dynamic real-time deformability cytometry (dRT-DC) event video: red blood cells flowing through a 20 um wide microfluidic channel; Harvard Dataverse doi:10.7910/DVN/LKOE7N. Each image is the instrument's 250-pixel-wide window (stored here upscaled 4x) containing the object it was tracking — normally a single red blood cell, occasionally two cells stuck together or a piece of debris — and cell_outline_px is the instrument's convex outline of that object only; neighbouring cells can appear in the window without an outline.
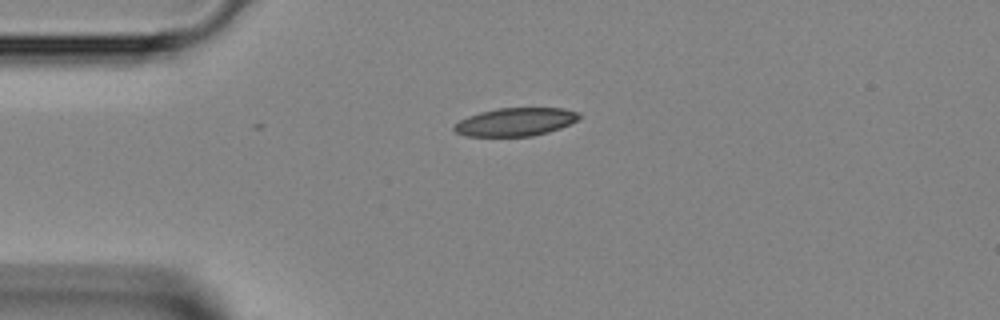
{"species": "Egyptian fruit bat (a non-hibernating species)", "species_latin": "Rousettus aegyptiacus", "temperature_condition": "room temperature", "stored_images_in_passage": 32, "camera_frame_rate_fps": 3000, "um_per_image_px": 0.085, "animal": {"sex": "female"}, "frame": {"image": 1, "passage_image": 1, "time_ms": 0.0, "image_size_px": [1000, 320], "cell_outline_px": [[580, 116], [576, 120], [560, 128], [548, 132], [532, 136], [464, 136], [456, 132], [452, 128], [460, 120], [468, 116], [480, 112], [496, 108], [564, 108], [576, 112]], "centroid_in_image_um": [43.78, 10.36], "position_along_channel_um": 41.2, "area_um2": 20.35}}
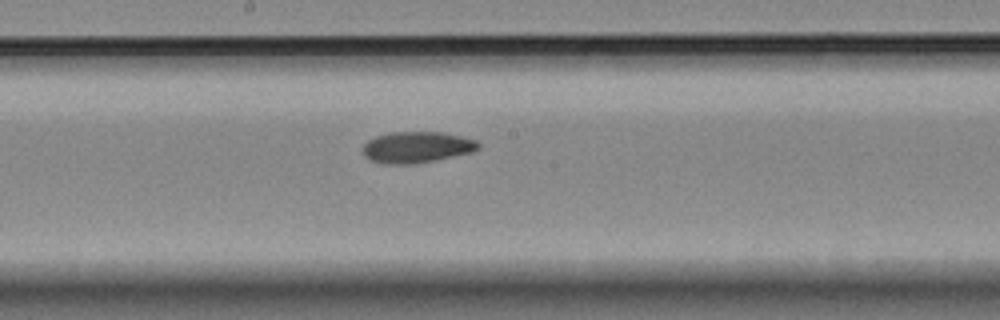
{"frame": {"image": 2, "passage_image": 14, "time_ms": 4.333, "image_size_px": [1000, 320], "cell_outline_px": [[480, 148], [472, 152], [436, 160], [416, 164], [384, 164], [368, 160], [364, 156], [364, 144], [368, 140], [376, 136], [392, 132], [440, 132], [476, 140], [480, 144]], "centroid_in_image_um": [35.41, 12.53], "position_along_channel_um": 212.8, "area_um2": 21.04}}
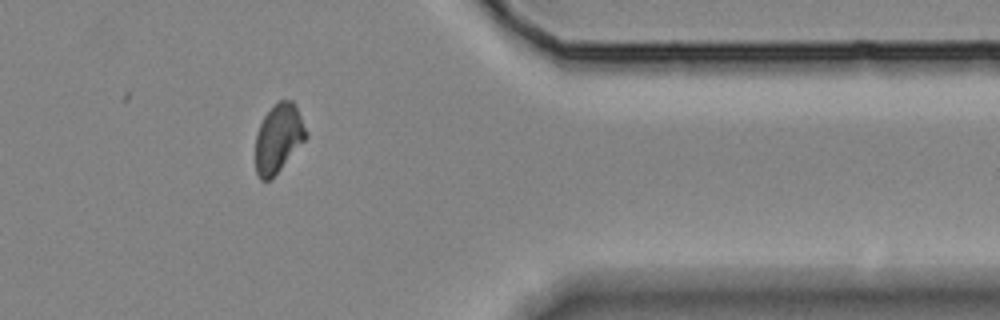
{"frame": {"image": 3, "passage_image": 27, "time_ms": 8.667, "image_size_px": [1000, 320], "cell_outline_px": [[308, 136], [280, 168], [268, 180], [260, 180], [256, 172], [256, 132], [264, 116], [280, 100], [292, 100], [308, 132]], "centroid_in_image_um": [23.66, 11.74], "position_along_channel_um": 387.7, "area_um2": 19.59}}